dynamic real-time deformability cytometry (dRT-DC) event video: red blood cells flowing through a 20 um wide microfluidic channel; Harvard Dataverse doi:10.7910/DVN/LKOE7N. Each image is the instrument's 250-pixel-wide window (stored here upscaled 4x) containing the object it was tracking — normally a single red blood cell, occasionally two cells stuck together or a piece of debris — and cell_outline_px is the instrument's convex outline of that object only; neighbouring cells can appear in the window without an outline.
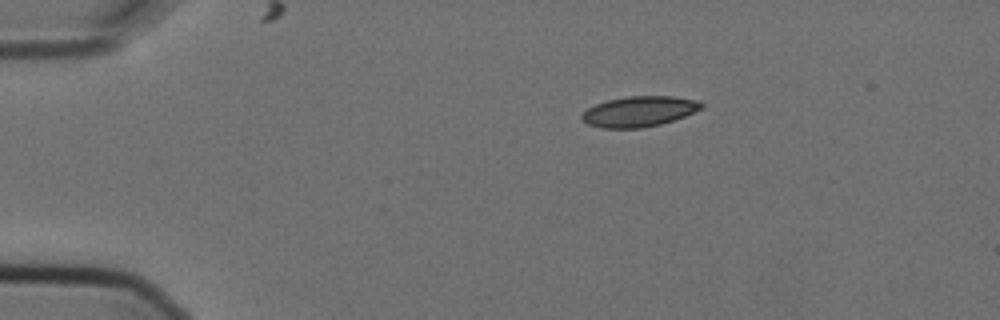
{"species": "Egyptian fruit bat (a non-hibernating species)", "species_latin": "Rousettus aegyptiacus", "temperature_condition": "cold", "stored_images_in_passage": 2, "camera_frame_rate_fps": 3000, "um_per_image_px": 0.085, "animal": {"sex": "female"}, "frame": {"image": 1, "passage_image": 1, "time_ms": 0.0, "image_size_px": [1000, 320], "cell_outline_px": [[704, 108], [684, 116], [660, 124], [640, 128], [600, 128], [588, 124], [580, 120], [580, 116], [588, 108], [596, 104], [608, 100], [628, 96], [672, 96], [700, 100], [704, 104]], "centroid_in_image_um": [54.33, 9.47], "position_along_channel_um": 30.7, "area_um2": 21.27}}